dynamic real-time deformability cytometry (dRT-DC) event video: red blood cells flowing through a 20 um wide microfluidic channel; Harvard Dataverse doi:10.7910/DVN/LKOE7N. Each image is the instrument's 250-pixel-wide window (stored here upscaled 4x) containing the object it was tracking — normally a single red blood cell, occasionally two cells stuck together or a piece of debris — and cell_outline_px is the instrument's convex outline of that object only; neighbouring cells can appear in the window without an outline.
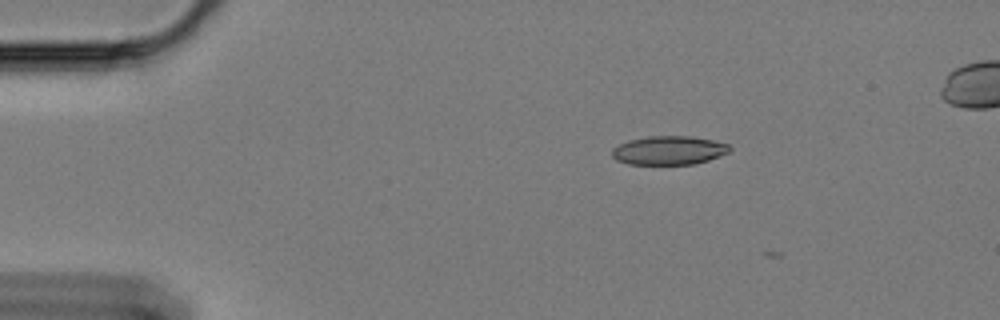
{"species": "Egyptian fruit bat (a non-hibernating species)", "species_latin": "Rousettus aegyptiacus", "temperature_condition": "cold", "stored_images_in_passage": 9, "camera_frame_rate_fps": 3000, "um_per_image_px": 0.085, "animal": {"sex": "female"}, "frame": {"image": 1, "passage_image": 2, "time_ms": 0.333, "image_size_px": [1000, 320], "cell_outline_px": [[732, 148], [728, 152], [708, 160], [692, 164], [628, 164], [616, 160], [612, 156], [612, 148], [628, 140], [648, 136], [688, 136], [712, 140], [728, 144]], "centroid_in_image_um": [56.82, 12.78], "position_along_channel_um": 28.2, "area_um2": 19.59}}